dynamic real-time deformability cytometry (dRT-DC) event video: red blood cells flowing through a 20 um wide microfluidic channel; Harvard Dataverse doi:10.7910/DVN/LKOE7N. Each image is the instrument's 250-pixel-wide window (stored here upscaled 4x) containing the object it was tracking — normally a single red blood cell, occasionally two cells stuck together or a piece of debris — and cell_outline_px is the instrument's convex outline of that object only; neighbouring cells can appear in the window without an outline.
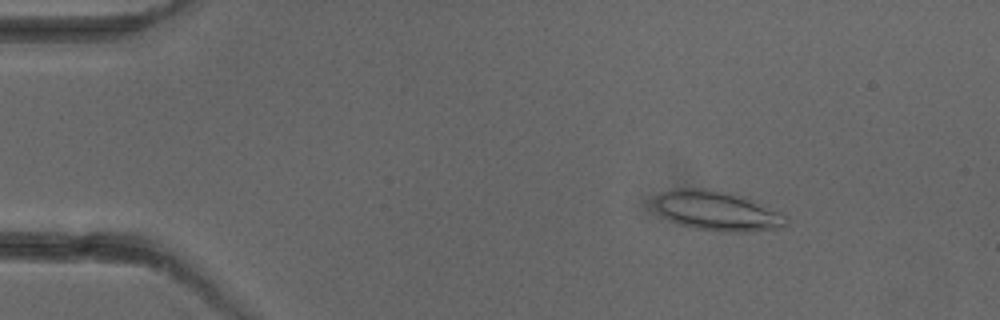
{"species": "common noctule bat (a hibernating species)", "species_latin": "Nyctalus noctula", "temperature_condition": "cold", "stored_images_in_passage": 4, "camera_frame_rate_fps": 3000, "um_per_image_px": 0.085, "animal": {"sex": "female"}, "frame": {"image": 1, "passage_image": 2, "time_ms": 2.0, "image_size_px": [1000, 320], "cell_outline_px": [[788, 224], [784, 228], [744, 232], [728, 232], [692, 228], [668, 220], [656, 208], [656, 196], [660, 192], [676, 188], [704, 188], [740, 196], [752, 200], [780, 212], [788, 216]], "centroid_in_image_um": [60.99, 17.94], "position_along_channel_um": 24.0, "area_um2": 30.29}}